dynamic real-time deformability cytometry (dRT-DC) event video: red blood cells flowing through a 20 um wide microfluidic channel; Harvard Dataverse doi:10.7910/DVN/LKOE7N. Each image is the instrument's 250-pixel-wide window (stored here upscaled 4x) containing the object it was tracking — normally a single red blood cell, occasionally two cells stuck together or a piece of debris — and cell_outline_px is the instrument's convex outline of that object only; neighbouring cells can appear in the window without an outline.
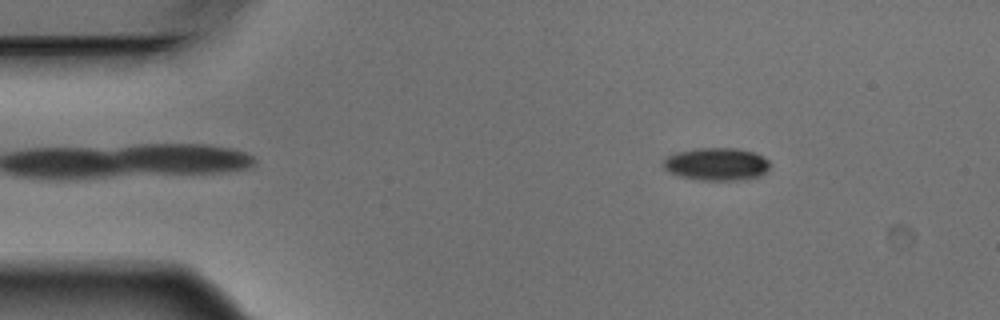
{"species": "Egyptian fruit bat (a non-hibernating species)", "species_latin": "Rousettus aegyptiacus", "temperature_condition": "warm", "stored_images_in_passage": 4, "camera_frame_rate_fps": 3000, "um_per_image_px": 0.085, "animal": {"sex": "male"}, "frame": {"image": 1, "passage_image": 2, "time_ms": 0.333, "image_size_px": [1000, 320], "cell_outline_px": [[768, 168], [760, 176], [740, 180], [700, 180], [680, 176], [668, 172], [660, 164], [664, 156], [672, 152], [700, 148], [736, 148], [752, 152], [764, 156], [768, 160]], "centroid_in_image_um": [60.82, 13.94], "position_along_channel_um": 24.2, "area_um2": 20.58}}